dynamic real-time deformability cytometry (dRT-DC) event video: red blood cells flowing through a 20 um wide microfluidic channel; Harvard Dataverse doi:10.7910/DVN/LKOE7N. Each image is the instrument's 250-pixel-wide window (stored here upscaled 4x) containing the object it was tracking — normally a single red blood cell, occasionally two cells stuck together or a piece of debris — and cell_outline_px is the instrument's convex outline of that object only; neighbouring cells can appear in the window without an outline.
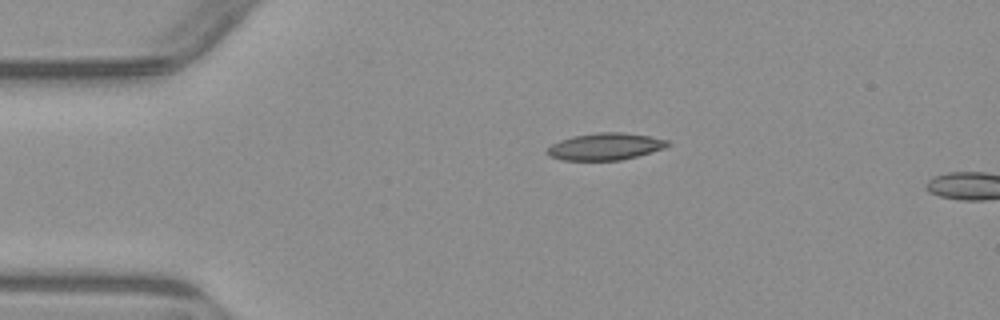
{"species": "common noctule bat (a hibernating species)", "species_latin": "Nyctalus noctula", "temperature_condition": "warm", "stored_images_in_passage": 2, "camera_frame_rate_fps": 3000, "um_per_image_px": 0.085, "animal": {"sex": "male", "body_mass_g": 23.1, "forearm_length_mm": 52.7}, "frame": {"image": 1, "passage_image": 1, "time_ms": 0.0, "image_size_px": [1000, 320], "cell_outline_px": [[668, 144], [664, 148], [636, 156], [620, 160], [564, 160], [548, 156], [548, 148], [552, 144], [560, 140], [572, 136], [600, 132], [620, 132], [648, 136], [668, 140]], "centroid_in_image_um": [51.42, 12.45], "position_along_channel_um": 33.6, "area_um2": 18.61}}